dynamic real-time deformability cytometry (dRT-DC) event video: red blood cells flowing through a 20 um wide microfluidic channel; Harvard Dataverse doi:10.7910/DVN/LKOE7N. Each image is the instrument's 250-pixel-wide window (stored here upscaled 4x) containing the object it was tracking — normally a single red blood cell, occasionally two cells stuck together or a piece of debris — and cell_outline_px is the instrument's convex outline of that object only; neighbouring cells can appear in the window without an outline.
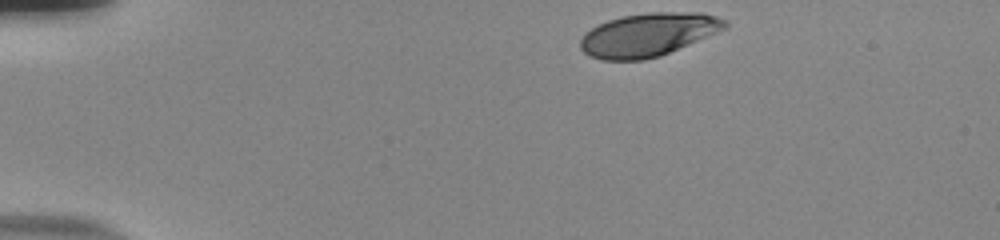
{"species": "human", "species_latin": "Homo sapiens", "temperature_condition": "room temperature", "stored_images_in_passage": 38, "camera_frame_rate_fps": 3000, "um_per_image_px": 0.085, "donor": {"sex": "male"}, "frame": {"image": 1, "passage_image": 1, "time_ms": 0.0, "image_size_px": [1000, 240], "cell_outline_px": [[728, 28], [660, 56], [644, 60], [600, 60], [588, 56], [580, 48], [580, 40], [592, 28], [608, 20], [624, 16], [648, 12], [700, 12], [716, 16], [728, 20]], "centroid_in_image_um": [55.13, 2.95], "position_along_channel_um": 29.9, "area_um2": 36.53}}
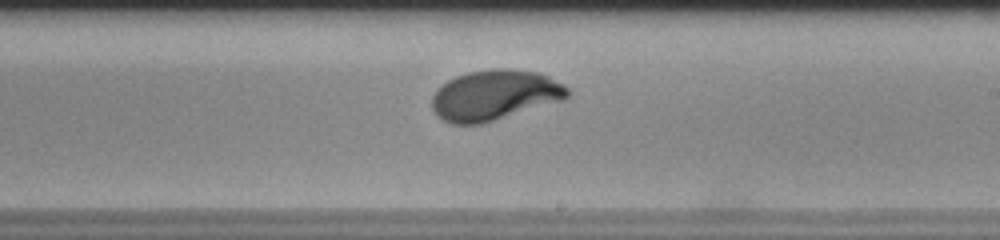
{"frame": {"image": 2, "passage_image": 25, "time_ms": 8.0, "image_size_px": [1000, 240], "cell_outline_px": [[572, 92], [564, 100], [480, 124], [452, 124], [436, 116], [432, 108], [432, 96], [436, 88], [448, 80], [456, 76], [468, 72], [492, 68], [504, 68], [540, 72], [564, 84]], "centroid_in_image_um": [42.05, 8.07], "position_along_channel_um": 247.0, "area_um2": 40.0}}
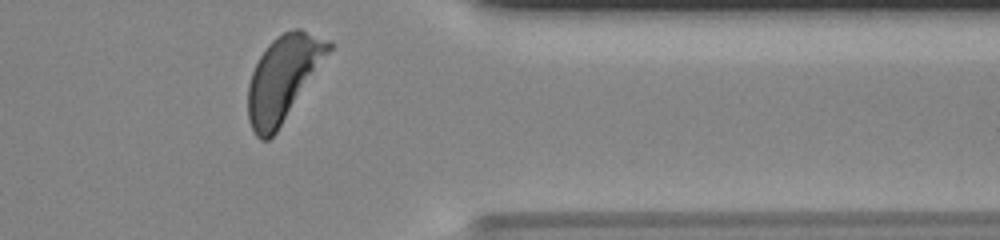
{"frame": {"image": 3, "passage_image": 37, "time_ms": 12.0, "image_size_px": [1000, 240], "cell_outline_px": [[332, 48], [276, 132], [268, 140], [260, 140], [256, 136], [248, 120], [248, 84], [252, 72], [260, 56], [268, 44], [276, 36], [292, 28], [300, 28], [332, 40]], "centroid_in_image_um": [24.06, 6.61], "position_along_channel_um": 387.3, "area_um2": 39.42}, "authors_computed_cell_mechanics": {"area_um2": 38.4081, "velocity_mm_per_s": 3.7167, "shape_relaxation_time_tau1_ms": 1.8369, "shape_relaxation_time_tau2_ms": null, "deformation_change_tau1": 0.1568, "deformation_change_tau2": null}}